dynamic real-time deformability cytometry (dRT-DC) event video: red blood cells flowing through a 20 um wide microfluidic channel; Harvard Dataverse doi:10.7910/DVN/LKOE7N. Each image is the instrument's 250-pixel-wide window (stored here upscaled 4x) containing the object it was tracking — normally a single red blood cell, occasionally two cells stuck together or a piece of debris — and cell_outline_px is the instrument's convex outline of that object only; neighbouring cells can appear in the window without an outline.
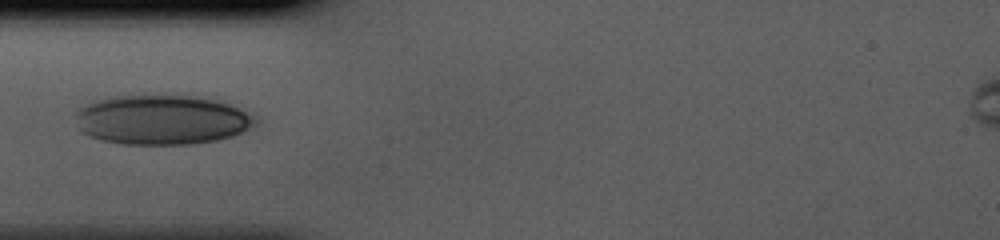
{"species": "human", "species_latin": "Homo sapiens", "temperature_condition": "cold", "stored_images_in_passage": 31, "camera_frame_rate_fps": 3000, "um_per_image_px": 0.085, "donor": {"sex": "male"}, "frame": {"image": 1, "passage_image": 1, "time_ms": 0.0, "image_size_px": [1000, 240], "cell_outline_px": [[260, 120], [256, 124], [232, 136], [216, 140], [192, 144], [120, 144], [100, 140], [88, 136], [80, 132], [76, 116], [76, 112], [80, 108], [96, 100], [116, 96], [188, 96], [216, 100], [228, 104], [256, 116]], "centroid_in_image_um": [13.74, 10.2], "position_along_channel_um": 71.3, "area_um2": 51.73}}
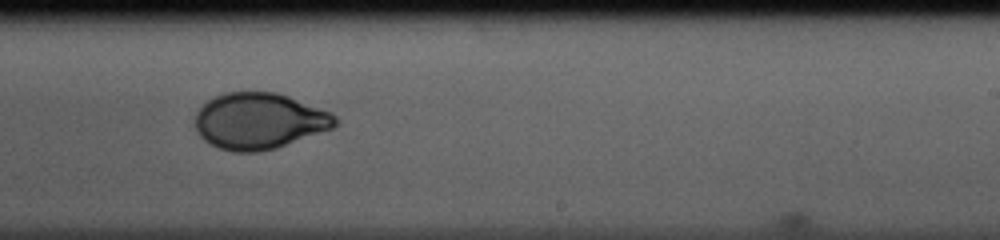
{"frame": {"image": 2, "passage_image": 15, "time_ms": 4.667, "image_size_px": [1000, 240], "cell_outline_px": [[340, 120], [332, 128], [276, 148], [260, 152], [232, 152], [220, 148], [204, 140], [196, 132], [196, 112], [208, 100], [224, 92], [276, 92], [288, 96], [332, 112]], "centroid_in_image_um": [22.04, 10.28], "position_along_channel_um": 267.0, "area_um2": 45.84}}
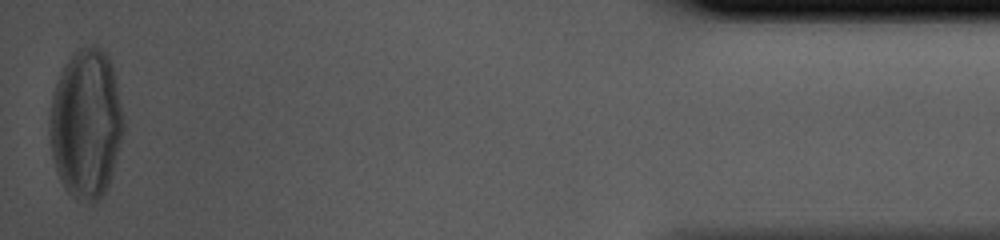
{"frame": {"image": 3, "passage_image": 31, "time_ms": 10.0, "image_size_px": [1000, 240], "cell_outline_px": [[124, 128], [112, 176], [104, 192], [92, 204], [76, 200], [68, 192], [60, 180], [52, 156], [48, 124], [48, 116], [52, 96], [56, 84], [64, 64], [80, 48], [92, 44], [100, 48], [108, 56], [112, 64], [124, 120]], "centroid_in_image_um": [7.3, 10.53], "position_along_channel_um": 427.9, "area_um2": 64.39}}